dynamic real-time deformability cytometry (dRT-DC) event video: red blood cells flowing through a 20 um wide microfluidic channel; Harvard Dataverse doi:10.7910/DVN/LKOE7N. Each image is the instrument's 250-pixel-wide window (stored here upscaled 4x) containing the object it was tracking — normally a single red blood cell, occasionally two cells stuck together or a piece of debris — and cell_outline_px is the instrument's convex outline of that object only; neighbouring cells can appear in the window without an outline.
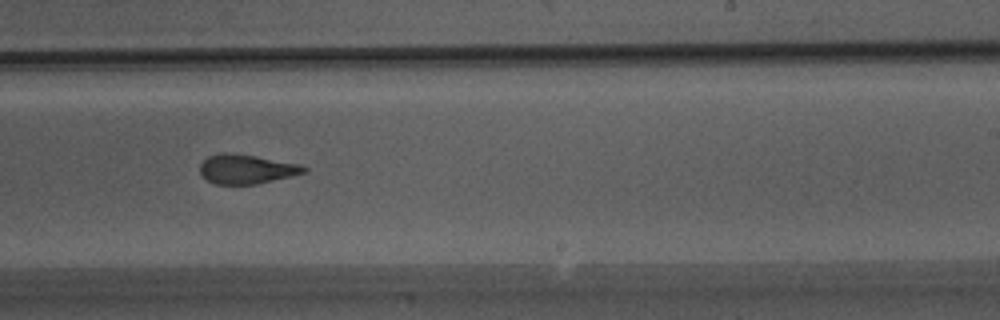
{"species": "Egyptian fruit bat (a non-hibernating species)", "species_latin": "Rousettus aegyptiacus", "temperature_condition": "warm", "stored_images_in_passage": 34, "segment_of_instrument_passage": [1, 2], "camera_frame_rate_fps": 3000, "um_per_image_px": 0.085, "animal": {"sex": "male"}, "frame": {"image": 1, "passage_image": 16, "time_ms": 5.0, "image_size_px": [1000, 320], "cell_outline_px": [[308, 172], [292, 176], [256, 184], [216, 184], [200, 176], [200, 164], [208, 156], [220, 152], [228, 152], [256, 156], [300, 164], [308, 168]], "centroid_in_image_um": [20.95, 14.37], "position_along_channel_um": 268.1, "area_um2": 17.92}}
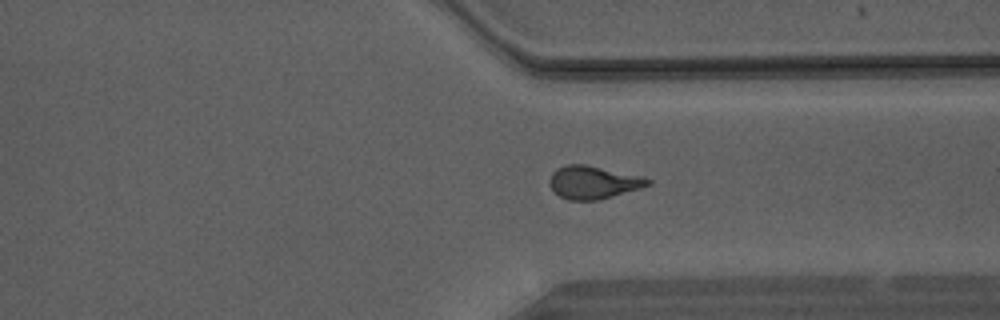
{"frame": {"image": 2, "passage_image": 22, "time_ms": 7.0, "image_size_px": [1000, 320], "cell_outline_px": [[652, 184], [640, 188], [612, 196], [596, 200], [568, 200], [560, 196], [548, 184], [548, 180], [552, 172], [556, 168], [568, 164], [584, 164], [644, 176], [652, 180]], "centroid_in_image_um": [50.43, 15.48], "position_along_channel_um": 361.0, "area_um2": 18.9}}
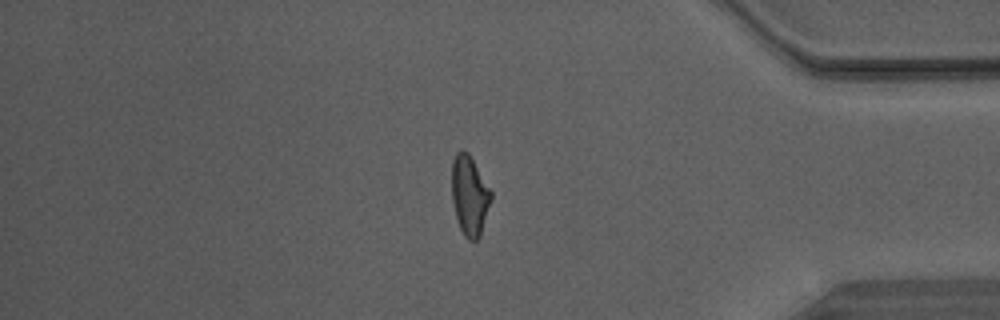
{"frame": {"image": 3, "passage_image": 26, "time_ms": 8.333, "image_size_px": [1000, 320], "cell_outline_px": [[492, 200], [480, 236], [476, 240], [468, 240], [464, 236], [460, 228], [456, 216], [452, 200], [452, 160], [456, 152], [460, 148], [468, 152], [492, 192]], "centroid_in_image_um": [39.91, 16.6], "position_along_channel_um": 395.3, "area_um2": 18.32}}